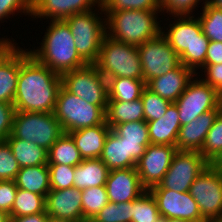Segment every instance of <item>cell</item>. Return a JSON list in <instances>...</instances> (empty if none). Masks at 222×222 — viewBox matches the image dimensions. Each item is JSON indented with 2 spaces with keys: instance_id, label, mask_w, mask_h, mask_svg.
Segmentation results:
<instances>
[{
  "instance_id": "obj_52",
  "label": "cell",
  "mask_w": 222,
  "mask_h": 222,
  "mask_svg": "<svg viewBox=\"0 0 222 222\" xmlns=\"http://www.w3.org/2000/svg\"><path fill=\"white\" fill-rule=\"evenodd\" d=\"M48 222H74V221L69 219L55 218L52 216H48Z\"/></svg>"
},
{
  "instance_id": "obj_41",
  "label": "cell",
  "mask_w": 222,
  "mask_h": 222,
  "mask_svg": "<svg viewBox=\"0 0 222 222\" xmlns=\"http://www.w3.org/2000/svg\"><path fill=\"white\" fill-rule=\"evenodd\" d=\"M20 167L8 142L0 141V180H15Z\"/></svg>"
},
{
  "instance_id": "obj_17",
  "label": "cell",
  "mask_w": 222,
  "mask_h": 222,
  "mask_svg": "<svg viewBox=\"0 0 222 222\" xmlns=\"http://www.w3.org/2000/svg\"><path fill=\"white\" fill-rule=\"evenodd\" d=\"M105 187L109 202L112 203L133 201L146 191L136 167L110 170Z\"/></svg>"
},
{
  "instance_id": "obj_34",
  "label": "cell",
  "mask_w": 222,
  "mask_h": 222,
  "mask_svg": "<svg viewBox=\"0 0 222 222\" xmlns=\"http://www.w3.org/2000/svg\"><path fill=\"white\" fill-rule=\"evenodd\" d=\"M200 153L210 164L222 153V110L209 129Z\"/></svg>"
},
{
  "instance_id": "obj_39",
  "label": "cell",
  "mask_w": 222,
  "mask_h": 222,
  "mask_svg": "<svg viewBox=\"0 0 222 222\" xmlns=\"http://www.w3.org/2000/svg\"><path fill=\"white\" fill-rule=\"evenodd\" d=\"M103 8L99 13L120 10H161L160 0H100Z\"/></svg>"
},
{
  "instance_id": "obj_42",
  "label": "cell",
  "mask_w": 222,
  "mask_h": 222,
  "mask_svg": "<svg viewBox=\"0 0 222 222\" xmlns=\"http://www.w3.org/2000/svg\"><path fill=\"white\" fill-rule=\"evenodd\" d=\"M201 0H160L161 12L166 11L169 15H192L193 9L198 7ZM207 2V0H202Z\"/></svg>"
},
{
  "instance_id": "obj_5",
  "label": "cell",
  "mask_w": 222,
  "mask_h": 222,
  "mask_svg": "<svg viewBox=\"0 0 222 222\" xmlns=\"http://www.w3.org/2000/svg\"><path fill=\"white\" fill-rule=\"evenodd\" d=\"M95 65L107 80L115 77L143 79L137 46L115 41L107 35L102 41Z\"/></svg>"
},
{
  "instance_id": "obj_38",
  "label": "cell",
  "mask_w": 222,
  "mask_h": 222,
  "mask_svg": "<svg viewBox=\"0 0 222 222\" xmlns=\"http://www.w3.org/2000/svg\"><path fill=\"white\" fill-rule=\"evenodd\" d=\"M141 100L144 106V117L146 122L163 117L171 103L169 100L160 97L147 87L142 91Z\"/></svg>"
},
{
  "instance_id": "obj_16",
  "label": "cell",
  "mask_w": 222,
  "mask_h": 222,
  "mask_svg": "<svg viewBox=\"0 0 222 222\" xmlns=\"http://www.w3.org/2000/svg\"><path fill=\"white\" fill-rule=\"evenodd\" d=\"M148 145L150 144L121 140V137L110 130L100 159L109 170L136 167Z\"/></svg>"
},
{
  "instance_id": "obj_13",
  "label": "cell",
  "mask_w": 222,
  "mask_h": 222,
  "mask_svg": "<svg viewBox=\"0 0 222 222\" xmlns=\"http://www.w3.org/2000/svg\"><path fill=\"white\" fill-rule=\"evenodd\" d=\"M210 163L197 151L178 150L159 185L175 192H188L195 179Z\"/></svg>"
},
{
  "instance_id": "obj_14",
  "label": "cell",
  "mask_w": 222,
  "mask_h": 222,
  "mask_svg": "<svg viewBox=\"0 0 222 222\" xmlns=\"http://www.w3.org/2000/svg\"><path fill=\"white\" fill-rule=\"evenodd\" d=\"M154 196L161 218H178L188 222H206L190 192L163 189L159 184L149 189Z\"/></svg>"
},
{
  "instance_id": "obj_18",
  "label": "cell",
  "mask_w": 222,
  "mask_h": 222,
  "mask_svg": "<svg viewBox=\"0 0 222 222\" xmlns=\"http://www.w3.org/2000/svg\"><path fill=\"white\" fill-rule=\"evenodd\" d=\"M99 5L100 0H31V16L64 20L75 13L91 11Z\"/></svg>"
},
{
  "instance_id": "obj_11",
  "label": "cell",
  "mask_w": 222,
  "mask_h": 222,
  "mask_svg": "<svg viewBox=\"0 0 222 222\" xmlns=\"http://www.w3.org/2000/svg\"><path fill=\"white\" fill-rule=\"evenodd\" d=\"M174 103L179 111L181 125L190 123L207 111L222 110L221 95L202 78L191 80Z\"/></svg>"
},
{
  "instance_id": "obj_56",
  "label": "cell",
  "mask_w": 222,
  "mask_h": 222,
  "mask_svg": "<svg viewBox=\"0 0 222 222\" xmlns=\"http://www.w3.org/2000/svg\"><path fill=\"white\" fill-rule=\"evenodd\" d=\"M214 222H222V216L216 219Z\"/></svg>"
},
{
  "instance_id": "obj_28",
  "label": "cell",
  "mask_w": 222,
  "mask_h": 222,
  "mask_svg": "<svg viewBox=\"0 0 222 222\" xmlns=\"http://www.w3.org/2000/svg\"><path fill=\"white\" fill-rule=\"evenodd\" d=\"M20 168L47 165L48 150L32 142L15 138L12 134L6 139Z\"/></svg>"
},
{
  "instance_id": "obj_6",
  "label": "cell",
  "mask_w": 222,
  "mask_h": 222,
  "mask_svg": "<svg viewBox=\"0 0 222 222\" xmlns=\"http://www.w3.org/2000/svg\"><path fill=\"white\" fill-rule=\"evenodd\" d=\"M98 8L75 13L64 19L70 27L78 54L87 64L97 62L102 41L106 36V19H102V16L95 12L103 10L101 4Z\"/></svg>"
},
{
  "instance_id": "obj_2",
  "label": "cell",
  "mask_w": 222,
  "mask_h": 222,
  "mask_svg": "<svg viewBox=\"0 0 222 222\" xmlns=\"http://www.w3.org/2000/svg\"><path fill=\"white\" fill-rule=\"evenodd\" d=\"M41 42V47L30 54L53 72L63 73L87 65L76 50L70 27L64 20H51Z\"/></svg>"
},
{
  "instance_id": "obj_22",
  "label": "cell",
  "mask_w": 222,
  "mask_h": 222,
  "mask_svg": "<svg viewBox=\"0 0 222 222\" xmlns=\"http://www.w3.org/2000/svg\"><path fill=\"white\" fill-rule=\"evenodd\" d=\"M220 111H207L190 123L181 125L176 141L177 149L181 151L201 152L206 135Z\"/></svg>"
},
{
  "instance_id": "obj_30",
  "label": "cell",
  "mask_w": 222,
  "mask_h": 222,
  "mask_svg": "<svg viewBox=\"0 0 222 222\" xmlns=\"http://www.w3.org/2000/svg\"><path fill=\"white\" fill-rule=\"evenodd\" d=\"M82 160L79 149L68 133H64L48 150V164H62L75 167Z\"/></svg>"
},
{
  "instance_id": "obj_46",
  "label": "cell",
  "mask_w": 222,
  "mask_h": 222,
  "mask_svg": "<svg viewBox=\"0 0 222 222\" xmlns=\"http://www.w3.org/2000/svg\"><path fill=\"white\" fill-rule=\"evenodd\" d=\"M205 79L202 80L213 87L220 95L222 94V64L204 65Z\"/></svg>"
},
{
  "instance_id": "obj_49",
  "label": "cell",
  "mask_w": 222,
  "mask_h": 222,
  "mask_svg": "<svg viewBox=\"0 0 222 222\" xmlns=\"http://www.w3.org/2000/svg\"><path fill=\"white\" fill-rule=\"evenodd\" d=\"M211 165L222 171V153L211 163Z\"/></svg>"
},
{
  "instance_id": "obj_3",
  "label": "cell",
  "mask_w": 222,
  "mask_h": 222,
  "mask_svg": "<svg viewBox=\"0 0 222 222\" xmlns=\"http://www.w3.org/2000/svg\"><path fill=\"white\" fill-rule=\"evenodd\" d=\"M174 17L177 18L175 22L169 24L166 32L161 28V34L180 56L181 63L196 73L205 65L210 40L203 33L199 19L194 18L193 14Z\"/></svg>"
},
{
  "instance_id": "obj_47",
  "label": "cell",
  "mask_w": 222,
  "mask_h": 222,
  "mask_svg": "<svg viewBox=\"0 0 222 222\" xmlns=\"http://www.w3.org/2000/svg\"><path fill=\"white\" fill-rule=\"evenodd\" d=\"M222 64V42L210 41L205 65Z\"/></svg>"
},
{
  "instance_id": "obj_48",
  "label": "cell",
  "mask_w": 222,
  "mask_h": 222,
  "mask_svg": "<svg viewBox=\"0 0 222 222\" xmlns=\"http://www.w3.org/2000/svg\"><path fill=\"white\" fill-rule=\"evenodd\" d=\"M9 222H48V215L40 213L28 216H10Z\"/></svg>"
},
{
  "instance_id": "obj_31",
  "label": "cell",
  "mask_w": 222,
  "mask_h": 222,
  "mask_svg": "<svg viewBox=\"0 0 222 222\" xmlns=\"http://www.w3.org/2000/svg\"><path fill=\"white\" fill-rule=\"evenodd\" d=\"M46 198L42 195L18 188L9 216H28L46 213Z\"/></svg>"
},
{
  "instance_id": "obj_24",
  "label": "cell",
  "mask_w": 222,
  "mask_h": 222,
  "mask_svg": "<svg viewBox=\"0 0 222 222\" xmlns=\"http://www.w3.org/2000/svg\"><path fill=\"white\" fill-rule=\"evenodd\" d=\"M111 128L103 124L81 128L68 134L74 140L83 159L100 158L104 148L105 139Z\"/></svg>"
},
{
  "instance_id": "obj_1",
  "label": "cell",
  "mask_w": 222,
  "mask_h": 222,
  "mask_svg": "<svg viewBox=\"0 0 222 222\" xmlns=\"http://www.w3.org/2000/svg\"><path fill=\"white\" fill-rule=\"evenodd\" d=\"M61 75L20 48V71L13 105L16 111L54 113Z\"/></svg>"
},
{
  "instance_id": "obj_40",
  "label": "cell",
  "mask_w": 222,
  "mask_h": 222,
  "mask_svg": "<svg viewBox=\"0 0 222 222\" xmlns=\"http://www.w3.org/2000/svg\"><path fill=\"white\" fill-rule=\"evenodd\" d=\"M51 190L74 187L75 167L62 164H48Z\"/></svg>"
},
{
  "instance_id": "obj_26",
  "label": "cell",
  "mask_w": 222,
  "mask_h": 222,
  "mask_svg": "<svg viewBox=\"0 0 222 222\" xmlns=\"http://www.w3.org/2000/svg\"><path fill=\"white\" fill-rule=\"evenodd\" d=\"M15 183L17 188L46 198V195L51 190L48 164L20 168L15 178Z\"/></svg>"
},
{
  "instance_id": "obj_55",
  "label": "cell",
  "mask_w": 222,
  "mask_h": 222,
  "mask_svg": "<svg viewBox=\"0 0 222 222\" xmlns=\"http://www.w3.org/2000/svg\"><path fill=\"white\" fill-rule=\"evenodd\" d=\"M6 42H12L9 38L8 39H4V38H0V48L6 43Z\"/></svg>"
},
{
  "instance_id": "obj_15",
  "label": "cell",
  "mask_w": 222,
  "mask_h": 222,
  "mask_svg": "<svg viewBox=\"0 0 222 222\" xmlns=\"http://www.w3.org/2000/svg\"><path fill=\"white\" fill-rule=\"evenodd\" d=\"M177 151V147L172 145L147 146L145 153L136 164L141 185L146 190L162 181Z\"/></svg>"
},
{
  "instance_id": "obj_4",
  "label": "cell",
  "mask_w": 222,
  "mask_h": 222,
  "mask_svg": "<svg viewBox=\"0 0 222 222\" xmlns=\"http://www.w3.org/2000/svg\"><path fill=\"white\" fill-rule=\"evenodd\" d=\"M160 12L161 10L104 12L106 35L118 42L142 45L161 33V25L157 20Z\"/></svg>"
},
{
  "instance_id": "obj_25",
  "label": "cell",
  "mask_w": 222,
  "mask_h": 222,
  "mask_svg": "<svg viewBox=\"0 0 222 222\" xmlns=\"http://www.w3.org/2000/svg\"><path fill=\"white\" fill-rule=\"evenodd\" d=\"M109 171L100 158L83 159L75 166L74 187L82 191L90 187L105 186Z\"/></svg>"
},
{
  "instance_id": "obj_23",
  "label": "cell",
  "mask_w": 222,
  "mask_h": 222,
  "mask_svg": "<svg viewBox=\"0 0 222 222\" xmlns=\"http://www.w3.org/2000/svg\"><path fill=\"white\" fill-rule=\"evenodd\" d=\"M147 126L151 144L176 146L181 127L176 104L171 102L165 115L160 119L147 122Z\"/></svg>"
},
{
  "instance_id": "obj_35",
  "label": "cell",
  "mask_w": 222,
  "mask_h": 222,
  "mask_svg": "<svg viewBox=\"0 0 222 222\" xmlns=\"http://www.w3.org/2000/svg\"><path fill=\"white\" fill-rule=\"evenodd\" d=\"M81 193L83 217L93 218L109 202L105 186L90 187Z\"/></svg>"
},
{
  "instance_id": "obj_20",
  "label": "cell",
  "mask_w": 222,
  "mask_h": 222,
  "mask_svg": "<svg viewBox=\"0 0 222 222\" xmlns=\"http://www.w3.org/2000/svg\"><path fill=\"white\" fill-rule=\"evenodd\" d=\"M81 194V190L76 187L50 190L45 202L47 215L72 221L82 218Z\"/></svg>"
},
{
  "instance_id": "obj_9",
  "label": "cell",
  "mask_w": 222,
  "mask_h": 222,
  "mask_svg": "<svg viewBox=\"0 0 222 222\" xmlns=\"http://www.w3.org/2000/svg\"><path fill=\"white\" fill-rule=\"evenodd\" d=\"M62 86L87 103L101 107L105 112L108 104V80L95 64L74 69L61 75Z\"/></svg>"
},
{
  "instance_id": "obj_36",
  "label": "cell",
  "mask_w": 222,
  "mask_h": 222,
  "mask_svg": "<svg viewBox=\"0 0 222 222\" xmlns=\"http://www.w3.org/2000/svg\"><path fill=\"white\" fill-rule=\"evenodd\" d=\"M121 140L151 144L146 121L125 122L111 129Z\"/></svg>"
},
{
  "instance_id": "obj_43",
  "label": "cell",
  "mask_w": 222,
  "mask_h": 222,
  "mask_svg": "<svg viewBox=\"0 0 222 222\" xmlns=\"http://www.w3.org/2000/svg\"><path fill=\"white\" fill-rule=\"evenodd\" d=\"M15 12L31 16V0H0V21L8 19Z\"/></svg>"
},
{
  "instance_id": "obj_54",
  "label": "cell",
  "mask_w": 222,
  "mask_h": 222,
  "mask_svg": "<svg viewBox=\"0 0 222 222\" xmlns=\"http://www.w3.org/2000/svg\"><path fill=\"white\" fill-rule=\"evenodd\" d=\"M164 222H188V221L178 218H164Z\"/></svg>"
},
{
  "instance_id": "obj_19",
  "label": "cell",
  "mask_w": 222,
  "mask_h": 222,
  "mask_svg": "<svg viewBox=\"0 0 222 222\" xmlns=\"http://www.w3.org/2000/svg\"><path fill=\"white\" fill-rule=\"evenodd\" d=\"M6 42L0 48V102L12 103L20 71V47Z\"/></svg>"
},
{
  "instance_id": "obj_29",
  "label": "cell",
  "mask_w": 222,
  "mask_h": 222,
  "mask_svg": "<svg viewBox=\"0 0 222 222\" xmlns=\"http://www.w3.org/2000/svg\"><path fill=\"white\" fill-rule=\"evenodd\" d=\"M146 83L143 79L115 77L108 80V101L130 102L141 98Z\"/></svg>"
},
{
  "instance_id": "obj_53",
  "label": "cell",
  "mask_w": 222,
  "mask_h": 222,
  "mask_svg": "<svg viewBox=\"0 0 222 222\" xmlns=\"http://www.w3.org/2000/svg\"><path fill=\"white\" fill-rule=\"evenodd\" d=\"M74 222H96V220L94 218H91V217H82L80 219H77Z\"/></svg>"
},
{
  "instance_id": "obj_33",
  "label": "cell",
  "mask_w": 222,
  "mask_h": 222,
  "mask_svg": "<svg viewBox=\"0 0 222 222\" xmlns=\"http://www.w3.org/2000/svg\"><path fill=\"white\" fill-rule=\"evenodd\" d=\"M160 219L156 200L149 190L132 201V222H157Z\"/></svg>"
},
{
  "instance_id": "obj_10",
  "label": "cell",
  "mask_w": 222,
  "mask_h": 222,
  "mask_svg": "<svg viewBox=\"0 0 222 222\" xmlns=\"http://www.w3.org/2000/svg\"><path fill=\"white\" fill-rule=\"evenodd\" d=\"M202 218L214 222L222 216V171L211 164L195 179L189 190Z\"/></svg>"
},
{
  "instance_id": "obj_8",
  "label": "cell",
  "mask_w": 222,
  "mask_h": 222,
  "mask_svg": "<svg viewBox=\"0 0 222 222\" xmlns=\"http://www.w3.org/2000/svg\"><path fill=\"white\" fill-rule=\"evenodd\" d=\"M64 133L54 113L15 112L11 133L15 138L49 150Z\"/></svg>"
},
{
  "instance_id": "obj_37",
  "label": "cell",
  "mask_w": 222,
  "mask_h": 222,
  "mask_svg": "<svg viewBox=\"0 0 222 222\" xmlns=\"http://www.w3.org/2000/svg\"><path fill=\"white\" fill-rule=\"evenodd\" d=\"M93 218L96 222H132V201L108 202Z\"/></svg>"
},
{
  "instance_id": "obj_51",
  "label": "cell",
  "mask_w": 222,
  "mask_h": 222,
  "mask_svg": "<svg viewBox=\"0 0 222 222\" xmlns=\"http://www.w3.org/2000/svg\"><path fill=\"white\" fill-rule=\"evenodd\" d=\"M207 2L218 9H222V0H207Z\"/></svg>"
},
{
  "instance_id": "obj_7",
  "label": "cell",
  "mask_w": 222,
  "mask_h": 222,
  "mask_svg": "<svg viewBox=\"0 0 222 222\" xmlns=\"http://www.w3.org/2000/svg\"><path fill=\"white\" fill-rule=\"evenodd\" d=\"M54 115L65 133L100 125L106 121V112L101 107L87 103L63 86L57 95Z\"/></svg>"
},
{
  "instance_id": "obj_12",
  "label": "cell",
  "mask_w": 222,
  "mask_h": 222,
  "mask_svg": "<svg viewBox=\"0 0 222 222\" xmlns=\"http://www.w3.org/2000/svg\"><path fill=\"white\" fill-rule=\"evenodd\" d=\"M137 48L140 54L143 80L146 84L151 79L162 76L181 64L180 56L161 33Z\"/></svg>"
},
{
  "instance_id": "obj_44",
  "label": "cell",
  "mask_w": 222,
  "mask_h": 222,
  "mask_svg": "<svg viewBox=\"0 0 222 222\" xmlns=\"http://www.w3.org/2000/svg\"><path fill=\"white\" fill-rule=\"evenodd\" d=\"M15 112L12 103L0 102V141H5L11 135Z\"/></svg>"
},
{
  "instance_id": "obj_27",
  "label": "cell",
  "mask_w": 222,
  "mask_h": 222,
  "mask_svg": "<svg viewBox=\"0 0 222 222\" xmlns=\"http://www.w3.org/2000/svg\"><path fill=\"white\" fill-rule=\"evenodd\" d=\"M135 121H145L141 98L130 102L108 101L106 124L111 129L118 124Z\"/></svg>"
},
{
  "instance_id": "obj_57",
  "label": "cell",
  "mask_w": 222,
  "mask_h": 222,
  "mask_svg": "<svg viewBox=\"0 0 222 222\" xmlns=\"http://www.w3.org/2000/svg\"><path fill=\"white\" fill-rule=\"evenodd\" d=\"M157 222H164V218H161V219L158 220Z\"/></svg>"
},
{
  "instance_id": "obj_21",
  "label": "cell",
  "mask_w": 222,
  "mask_h": 222,
  "mask_svg": "<svg viewBox=\"0 0 222 222\" xmlns=\"http://www.w3.org/2000/svg\"><path fill=\"white\" fill-rule=\"evenodd\" d=\"M198 73L182 63L162 76L151 79L146 87L160 97L175 102Z\"/></svg>"
},
{
  "instance_id": "obj_50",
  "label": "cell",
  "mask_w": 222,
  "mask_h": 222,
  "mask_svg": "<svg viewBox=\"0 0 222 222\" xmlns=\"http://www.w3.org/2000/svg\"><path fill=\"white\" fill-rule=\"evenodd\" d=\"M9 219V214L3 210H0V222H9Z\"/></svg>"
},
{
  "instance_id": "obj_45",
  "label": "cell",
  "mask_w": 222,
  "mask_h": 222,
  "mask_svg": "<svg viewBox=\"0 0 222 222\" xmlns=\"http://www.w3.org/2000/svg\"><path fill=\"white\" fill-rule=\"evenodd\" d=\"M17 190L15 180H0V210L11 212Z\"/></svg>"
},
{
  "instance_id": "obj_32",
  "label": "cell",
  "mask_w": 222,
  "mask_h": 222,
  "mask_svg": "<svg viewBox=\"0 0 222 222\" xmlns=\"http://www.w3.org/2000/svg\"><path fill=\"white\" fill-rule=\"evenodd\" d=\"M202 13L198 17L202 31L210 41L222 42V9H218L208 2L202 3Z\"/></svg>"
}]
</instances>
